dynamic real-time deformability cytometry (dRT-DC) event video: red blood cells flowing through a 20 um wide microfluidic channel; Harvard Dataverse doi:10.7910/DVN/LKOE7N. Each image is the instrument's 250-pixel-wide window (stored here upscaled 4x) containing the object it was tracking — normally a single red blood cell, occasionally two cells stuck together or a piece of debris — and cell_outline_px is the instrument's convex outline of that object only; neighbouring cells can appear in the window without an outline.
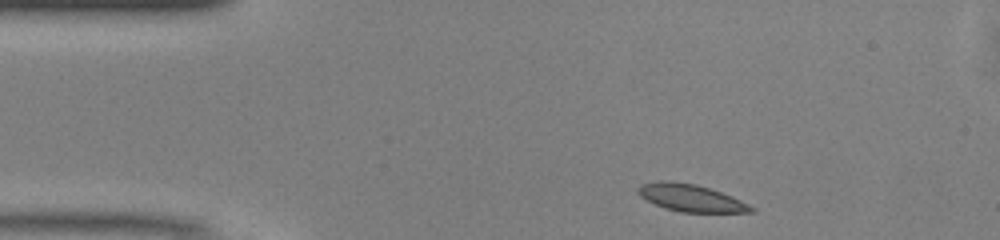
{"species": "common noctule bat (a hibernating species)", "species_latin": "Nyctalus noctula", "temperature_condition": "warm", "stored_images_in_passage": 43, "camera_frame_rate_fps": 3000, "um_per_image_px": 0.085, "animal": {"sex": "male", "body_mass_g": 13.0, "forearm_length_mm": 53.1}, "frame": {"image": 1, "passage_image": 1, "time_ms": 0.0, "image_size_px": [1000, 240], "cell_outline_px": [[756, 212], [680, 212], [656, 204], [640, 196], [636, 192], [636, 188], [640, 184], [656, 180], [668, 180], [696, 184], [732, 196], [756, 208]], "centroid_in_image_um": [58.7, 16.8], "position_along_channel_um": 26.3, "area_um2": 17.92}}
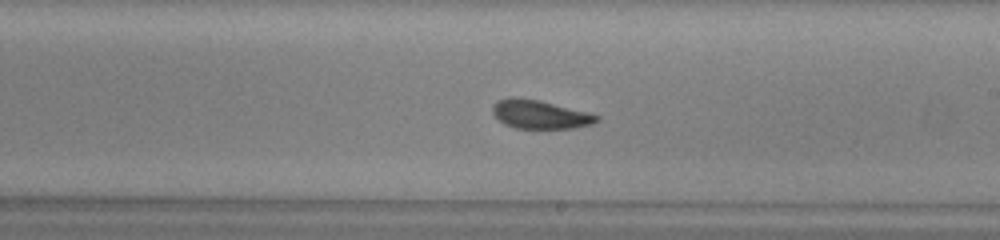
{"frame": {"image": 2, "passage_image": 21, "time_ms": 6.667, "image_size_px": [1000, 240], "cell_outline_px": [[600, 120], [592, 124], [572, 128], [516, 128], [504, 124], [492, 112], [492, 104], [496, 100], [508, 96], [512, 96], [540, 100], [588, 112], [600, 116]], "centroid_in_image_um": [45.87, 9.7], "position_along_channel_um": 243.1, "area_um2": 17.51}}
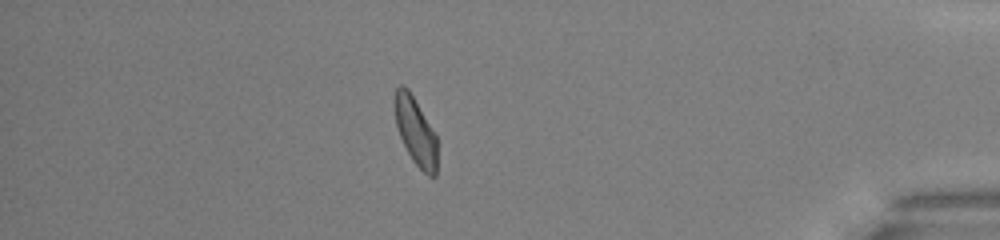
{"frame": {"image": 3, "passage_image": 36, "time_ms": 11.667, "image_size_px": [1000, 240], "cell_outline_px": [[436, 176], [428, 176], [412, 160], [400, 136], [396, 124], [392, 104], [392, 100], [396, 88], [400, 84], [404, 84], [408, 88], [436, 136]], "centroid_in_image_um": [35.27, 11.09], "position_along_channel_um": 399.9, "area_um2": 16.7}, "authors_computed_cell_mechanics": {"area_um2": 17.8024, "velocity_mm_per_s": 4.0929, "shape_relaxation_time_tau1_ms": 3.3886, "shape_relaxation_time_tau2_ms": 1.5721, "deformation_change_tau1": 0.1083, "deformation_change_tau2": 0.0476}}